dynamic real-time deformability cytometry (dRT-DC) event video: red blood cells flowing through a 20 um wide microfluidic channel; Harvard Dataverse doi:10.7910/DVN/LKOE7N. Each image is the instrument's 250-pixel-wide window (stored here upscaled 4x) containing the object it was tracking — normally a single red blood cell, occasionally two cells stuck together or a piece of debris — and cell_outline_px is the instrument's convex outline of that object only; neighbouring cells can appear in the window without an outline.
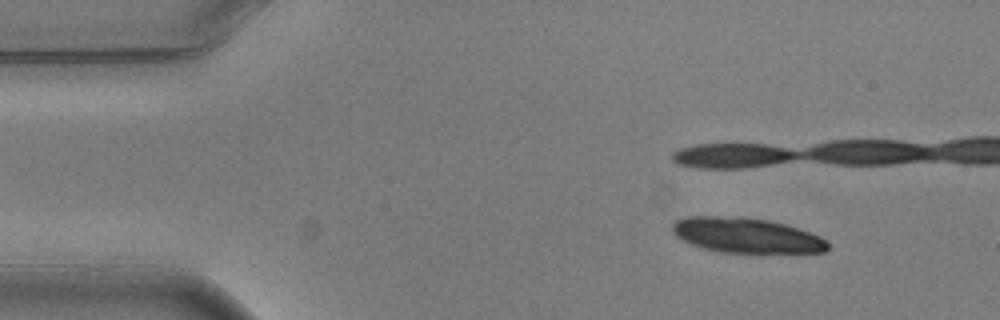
{"species": "common noctule bat (a hibernating species)", "species_latin": "Nyctalus noctula", "temperature_condition": "warm", "stored_images_in_passage": 3, "camera_frame_rate_fps": 3000, "um_per_image_px": 0.085, "animal": {"sex": "male", "body_mass_g": 20.5, "forearm_length_mm": 52.5}, "frame": {"image": 1, "passage_image": 1, "time_ms": 0.0, "image_size_px": [1000, 320], "cell_outline_px": [[828, 248], [824, 252], [760, 256], [720, 252], [704, 248], [680, 240], [672, 232], [672, 224], [676, 220], [684, 216], [736, 216], [768, 220], [784, 224], [820, 236], [828, 240]], "centroid_in_image_um": [63.47, 20.06], "position_along_channel_um": 21.5, "area_um2": 33.12}}